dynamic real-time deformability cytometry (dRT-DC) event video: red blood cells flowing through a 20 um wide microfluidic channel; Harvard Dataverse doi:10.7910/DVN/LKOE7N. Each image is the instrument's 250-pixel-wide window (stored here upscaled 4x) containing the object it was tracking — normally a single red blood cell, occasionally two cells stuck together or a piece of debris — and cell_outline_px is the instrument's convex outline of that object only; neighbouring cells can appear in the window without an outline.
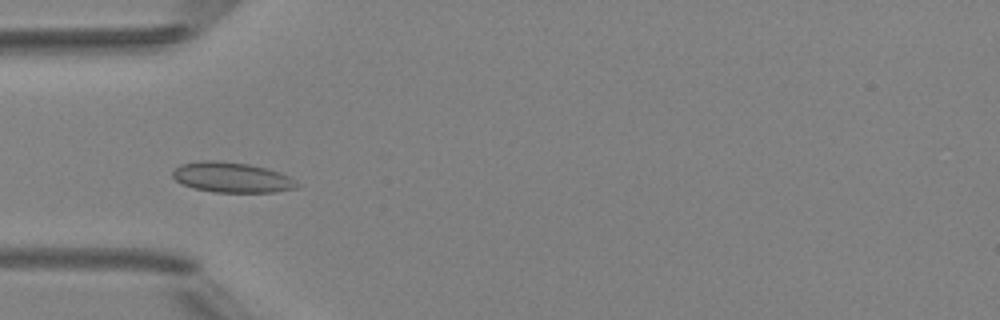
{"species": "Egyptian fruit bat (a non-hibernating species)", "species_latin": "Rousettus aegyptiacus", "temperature_condition": "room temperature", "stored_images_in_passage": 7, "camera_frame_rate_fps": 3000, "um_per_image_px": 0.085, "animal": {"sex": "female"}, "frame": {"image": 1, "passage_image": 3, "time_ms": 2.333, "image_size_px": [1000, 320], "cell_outline_px": [[300, 188], [276, 192], [216, 192], [192, 188], [180, 184], [172, 176], [172, 172], [180, 164], [200, 160], [216, 160], [248, 164], [280, 172], [288, 176], [300, 184]], "centroid_in_image_um": [19.7, 15.08], "position_along_channel_um": 65.3, "area_um2": 22.08}}
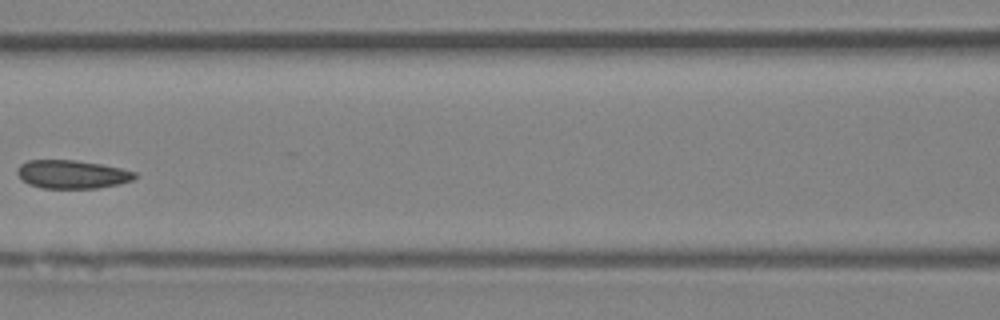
{"frame": {"image": 2, "passage_image": 5, "time_ms": 4.667, "image_size_px": [1000, 320], "cell_outline_px": [[136, 176], [132, 180], [120, 184], [96, 188], [40, 188], [28, 184], [20, 180], [16, 172], [20, 164], [28, 160], [76, 160], [100, 164], [120, 168], [136, 172]], "centroid_in_image_um": [6.08, 14.82], "position_along_channel_um": 160.5, "area_um2": 19.54}}
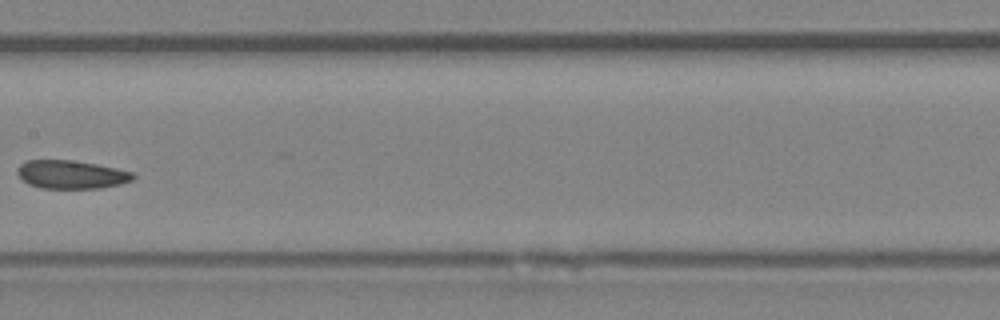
{"frame": {"image": 3, "passage_image": 6, "time_ms": 5.667, "image_size_px": [1000, 320], "cell_outline_px": [[136, 176], [132, 180], [120, 184], [100, 188], [40, 188], [28, 184], [16, 172], [16, 168], [20, 164], [28, 160], [72, 160], [96, 164], [136, 172]], "centroid_in_image_um": [6.08, 14.83], "position_along_channel_um": 201.3, "area_um2": 19.19}}